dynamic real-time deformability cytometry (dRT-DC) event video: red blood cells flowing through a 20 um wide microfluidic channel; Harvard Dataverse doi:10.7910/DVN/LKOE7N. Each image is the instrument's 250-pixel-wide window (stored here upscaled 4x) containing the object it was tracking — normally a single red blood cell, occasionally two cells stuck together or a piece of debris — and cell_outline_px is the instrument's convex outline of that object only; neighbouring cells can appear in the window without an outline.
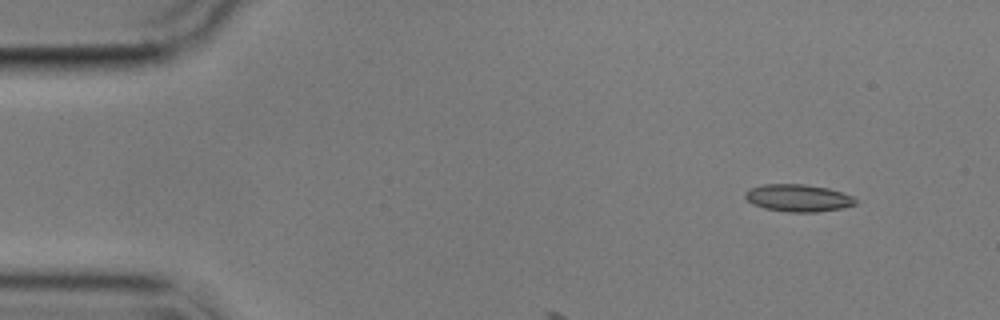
{"species": "common noctule bat (a hibernating species)", "species_latin": "Nyctalus noctula", "temperature_condition": "cold", "stored_images_in_passage": 3, "camera_frame_rate_fps": 3000, "um_per_image_px": 0.085, "animal": {"sex": "male", "body_mass_g": 17.9}, "frame": {"image": 1, "passage_image": 1, "time_ms": 0.0, "image_size_px": [1000, 320], "cell_outline_px": [[856, 204], [840, 208], [816, 212], [788, 212], [764, 208], [752, 204], [744, 196], [744, 192], [748, 188], [764, 184], [804, 184], [828, 188], [844, 192], [852, 196], [856, 200]], "centroid_in_image_um": [67.81, 16.82], "position_along_channel_um": 17.2, "area_um2": 17.63}}